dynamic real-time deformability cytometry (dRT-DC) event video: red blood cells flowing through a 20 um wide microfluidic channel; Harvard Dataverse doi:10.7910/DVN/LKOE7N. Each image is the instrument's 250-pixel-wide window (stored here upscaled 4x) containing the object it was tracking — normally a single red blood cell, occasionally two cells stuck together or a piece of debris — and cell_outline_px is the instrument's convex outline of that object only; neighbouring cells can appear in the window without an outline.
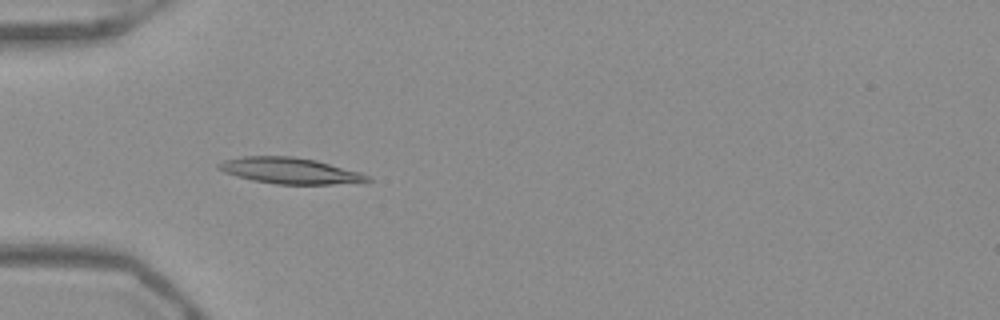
{"species": "Egyptian fruit bat (a non-hibernating species)", "species_latin": "Rousettus aegyptiacus", "temperature_condition": "warm", "stored_images_in_passage": 53, "camera_frame_rate_fps": 3000, "um_per_image_px": 0.085, "frame": {"image": 1, "passage_image": 17, "time_ms": 5.333, "image_size_px": [1000, 320], "cell_outline_px": [[372, 180], [332, 184], [276, 184], [252, 180], [236, 176], [224, 172], [216, 168], [216, 164], [224, 160], [244, 156], [292, 156], [316, 160], [360, 172], [368, 176]], "centroid_in_image_um": [24.57, 14.5], "position_along_channel_um": 60.4, "area_um2": 22.43}}
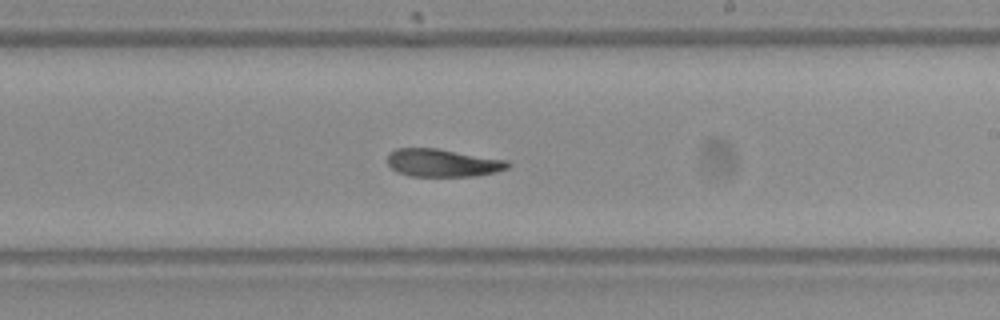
{"frame": {"image": 2, "passage_image": 32, "time_ms": 10.333, "image_size_px": [1000, 320], "cell_outline_px": [[512, 164], [508, 168], [496, 172], [476, 176], [408, 176], [396, 172], [388, 164], [388, 152], [396, 148], [436, 148], [508, 160]], "centroid_in_image_um": [37.63, 13.84], "position_along_channel_um": 251.4, "area_um2": 19.71}}
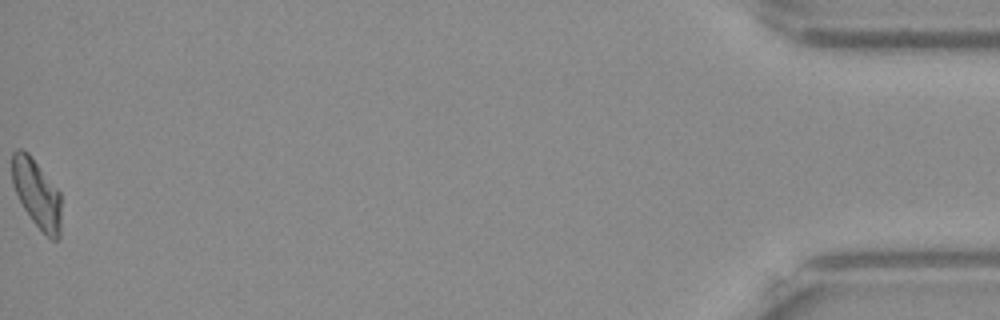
{"frame": {"image": 3, "passage_image": 53, "time_ms": 17.333, "image_size_px": [1000, 320], "cell_outline_px": [[60, 236], [56, 240], [52, 240], [32, 220], [24, 208], [12, 184], [12, 152], [16, 148], [20, 148], [28, 152], [60, 192]], "centroid_in_image_um": [3.11, 16.41], "position_along_channel_um": 432.1, "area_um2": 19.36}, "authors_computed_cell_mechanics": {"area_um2": 20.519, "velocity_mm_per_s": 3.9186, "shape_relaxation_time_tau1_ms": 6.4641, "shape_relaxation_time_tau2_ms": 4.5017, "deformation_change_tau1": 0.1832, "deformation_change_tau2": 0.0917}}